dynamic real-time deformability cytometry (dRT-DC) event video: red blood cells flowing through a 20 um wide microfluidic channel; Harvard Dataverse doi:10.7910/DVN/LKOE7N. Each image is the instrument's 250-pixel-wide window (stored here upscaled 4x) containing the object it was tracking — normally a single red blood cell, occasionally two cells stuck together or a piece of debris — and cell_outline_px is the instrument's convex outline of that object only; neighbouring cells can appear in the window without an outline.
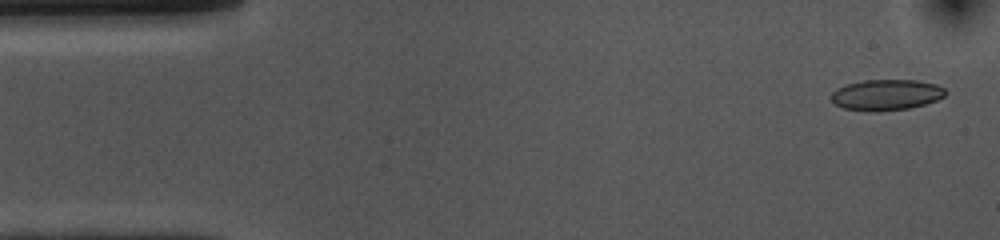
{"species": "common noctule bat (a hibernating species)", "species_latin": "Nyctalus noctula", "temperature_condition": "cold", "stored_images_in_passage": 52, "camera_frame_rate_fps": 3000, "um_per_image_px": 0.085, "animal": {"sex": "female", "body_mass_g": 10.0, "forearm_length_mm": 53.1}, "frame": {"image": 1, "passage_image": 2, "time_ms": 0.333, "image_size_px": [1000, 240], "cell_outline_px": [[948, 92], [944, 96], [936, 100], [924, 104], [908, 108], [876, 112], [844, 108], [836, 104], [832, 100], [832, 92], [836, 88], [848, 84], [864, 80], [916, 80], [936, 84], [944, 88]], "centroid_in_image_um": [75.35, 8.05], "position_along_channel_um": 9.6, "area_um2": 20.4}}
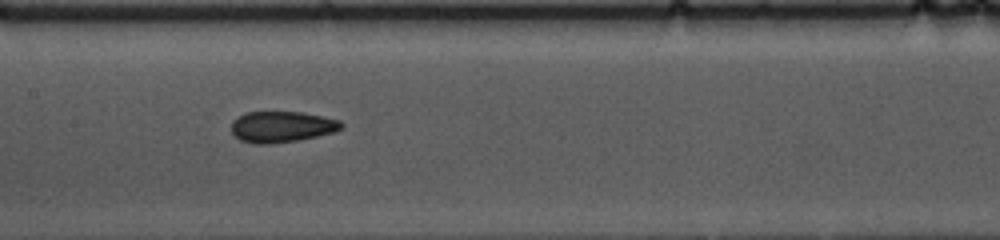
{"frame": {"image": 2, "passage_image": 24, "time_ms": 7.667, "image_size_px": [1000, 240], "cell_outline_px": [[344, 128], [332, 132], [300, 140], [268, 144], [252, 144], [240, 140], [232, 132], [232, 120], [236, 116], [244, 112], [304, 112], [324, 116], [340, 120], [344, 124]], "centroid_in_image_um": [23.95, 10.77], "position_along_channel_um": 183.5, "area_um2": 20.17}}
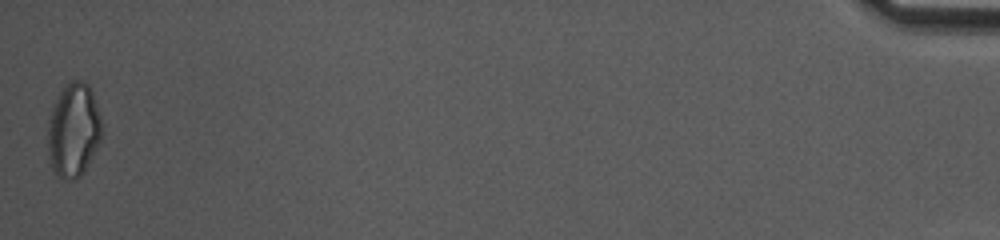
{"frame": {"image": 3, "passage_image": 52, "time_ms": 17.0, "image_size_px": [1000, 240], "cell_outline_px": [[100, 140], [84, 172], [80, 176], [72, 180], [64, 180], [52, 168], [48, 160], [48, 120], [52, 104], [64, 84], [72, 80], [84, 80], [88, 84], [92, 92], [100, 116]], "centroid_in_image_um": [6.21, 11.03], "position_along_channel_um": 429.0, "area_um2": 29.59}, "authors_computed_cell_mechanics": {"area_um2": 20.3167, "velocity_mm_per_s": 3.7252, "shape_relaxation_time_tau1_ms": 7.1583, "shape_relaxation_time_tau2_ms": 2.7879, "deformation_change_tau1": 0.1401, "deformation_change_tau2": 0.0796}}